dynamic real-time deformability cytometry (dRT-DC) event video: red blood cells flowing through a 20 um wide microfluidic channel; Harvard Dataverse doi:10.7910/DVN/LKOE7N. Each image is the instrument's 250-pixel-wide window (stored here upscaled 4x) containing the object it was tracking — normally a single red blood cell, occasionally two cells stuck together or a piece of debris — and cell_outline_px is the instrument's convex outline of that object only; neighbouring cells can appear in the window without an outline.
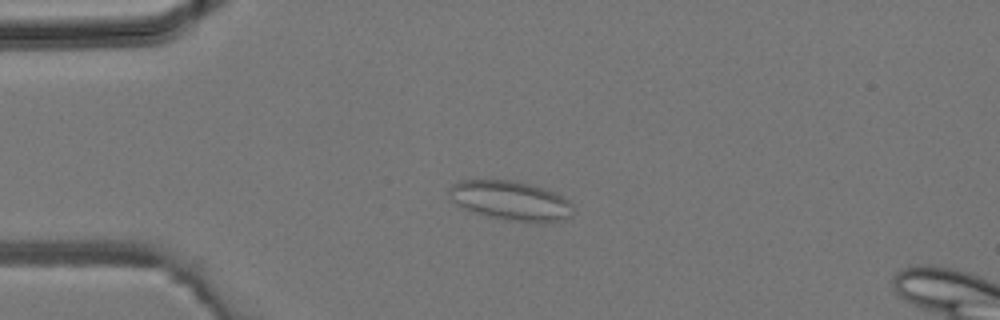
{"species": "common noctule bat (a hibernating species)", "species_latin": "Nyctalus noctula", "temperature_condition": "room temperature", "stored_images_in_passage": 42, "camera_frame_rate_fps": 3000, "um_per_image_px": 0.085, "animal": {"sex": "male", "body_mass_g": 19.2, "forearm_length_mm": 51.8}, "frame": {"image": 1, "passage_image": 10, "time_ms": 3.0, "image_size_px": [1000, 320], "cell_outline_px": [[572, 216], [560, 220], [512, 220], [492, 216], [476, 212], [452, 200], [448, 192], [448, 188], [452, 184], [460, 180], [512, 180], [528, 184], [556, 192], [568, 200], [572, 204]], "centroid_in_image_um": [43.4, 17.0], "position_along_channel_um": 41.6, "area_um2": 27.4}}
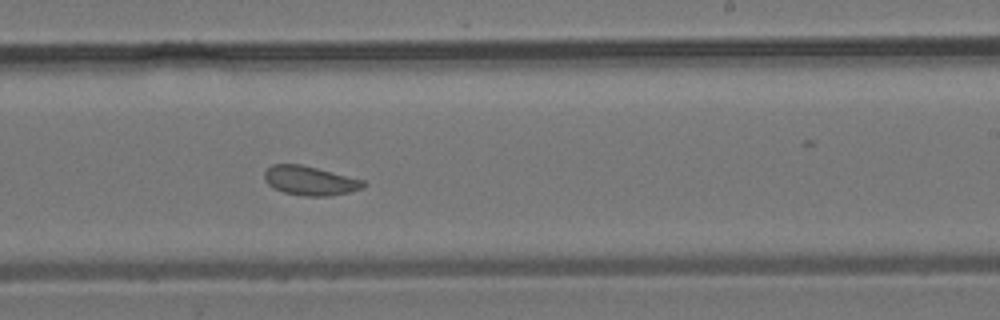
{"frame": {"image": 2, "passage_image": 25, "time_ms": 8.0, "image_size_px": [1000, 320], "cell_outline_px": [[368, 184], [364, 188], [348, 192], [328, 196], [304, 196], [284, 192], [272, 188], [264, 180], [264, 172], [272, 164], [300, 164], [364, 180]], "centroid_in_image_um": [26.34, 15.36], "position_along_channel_um": 262.7, "area_um2": 16.82}}
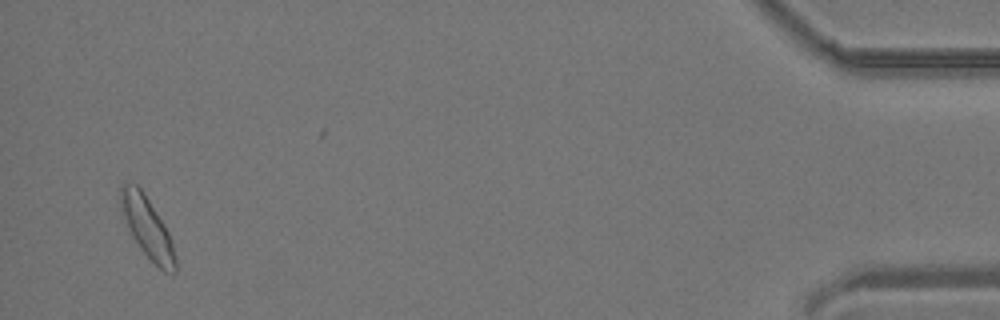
{"frame": {"image": 3, "passage_image": 40, "time_ms": 13.0, "image_size_px": [1000, 320], "cell_outline_px": [[176, 272], [164, 272], [140, 248], [132, 236], [124, 216], [120, 204], [120, 188], [124, 184], [136, 184], [140, 188], [148, 200], [168, 232], [172, 244], [176, 260]], "centroid_in_image_um": [12.52, 19.35], "position_along_channel_um": 422.7, "area_um2": 18.5}}